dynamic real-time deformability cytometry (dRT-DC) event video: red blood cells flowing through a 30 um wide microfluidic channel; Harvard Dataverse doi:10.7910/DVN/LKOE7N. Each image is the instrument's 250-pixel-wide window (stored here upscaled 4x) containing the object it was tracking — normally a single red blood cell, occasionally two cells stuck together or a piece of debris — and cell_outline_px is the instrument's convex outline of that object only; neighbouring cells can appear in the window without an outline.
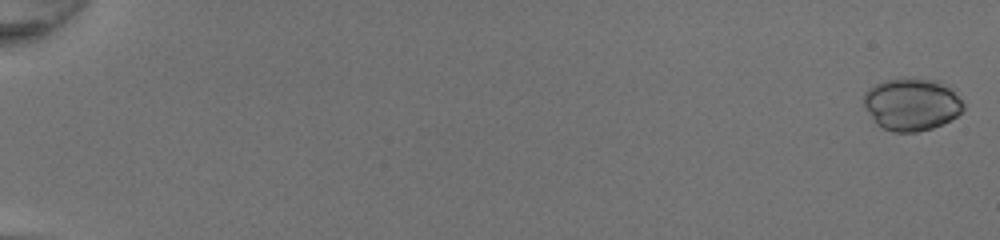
{"species": "common noctule bat (a hibernating species)", "species_latin": "Nyctalus noctula", "temperature_condition": "room temperature", "stored_images_in_passage": 50, "camera_frame_rate_fps": 3000, "um_per_image_px": 0.085, "animal": {"sex": "female", "body_mass_g": 20.0, "forearm_length_mm": 54.0}, "frame": {"image": 1, "passage_image": 1, "time_ms": 0.0, "image_size_px": [1000, 240], "cell_outline_px": [[964, 108], [956, 116], [932, 128], [916, 132], [892, 132], [876, 124], [864, 104], [864, 92], [868, 88], [884, 80], [940, 80], [948, 84], [964, 104]], "centroid_in_image_um": [77.49, 8.88], "position_along_channel_um": 7.5, "area_um2": 29.94}}
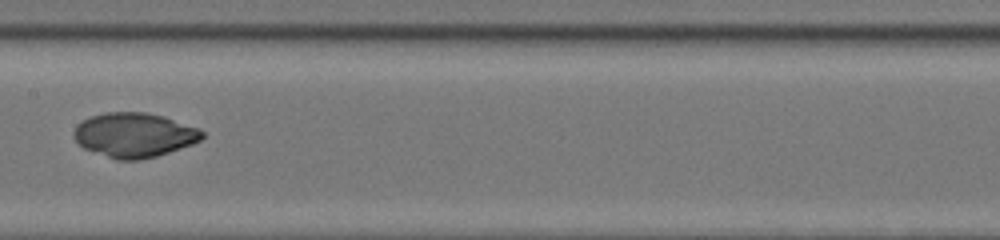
{"frame": {"image": 2, "passage_image": 29, "time_ms": 9.333, "image_size_px": [1000, 240], "cell_outline_px": [[204, 136], [200, 140], [192, 144], [156, 156], [140, 160], [116, 160], [84, 148], [72, 136], [76, 124], [92, 116], [104, 112], [144, 112], [164, 116], [200, 128], [204, 132]], "centroid_in_image_um": [11.42, 11.47], "position_along_channel_um": 196.0, "area_um2": 33.29}}
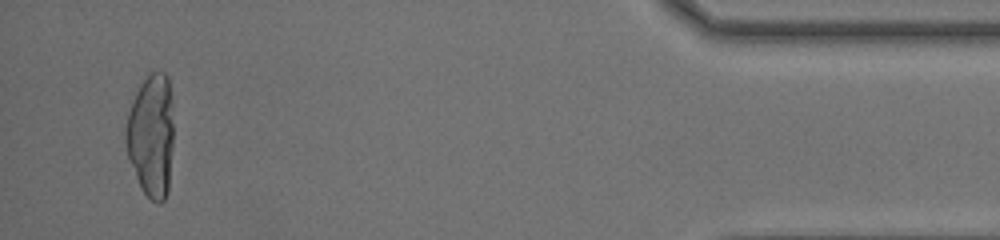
{"frame": {"image": 3, "passage_image": 49, "time_ms": 16.0, "image_size_px": [1000, 240], "cell_outline_px": [[172, 148], [168, 192], [164, 200], [160, 204], [156, 204], [140, 188], [128, 156], [124, 140], [124, 132], [128, 112], [132, 100], [140, 84], [152, 72], [164, 72], [168, 76], [172, 124]], "centroid_in_image_um": [12.83, 11.56], "position_along_channel_um": 422.4, "area_um2": 34.22}}